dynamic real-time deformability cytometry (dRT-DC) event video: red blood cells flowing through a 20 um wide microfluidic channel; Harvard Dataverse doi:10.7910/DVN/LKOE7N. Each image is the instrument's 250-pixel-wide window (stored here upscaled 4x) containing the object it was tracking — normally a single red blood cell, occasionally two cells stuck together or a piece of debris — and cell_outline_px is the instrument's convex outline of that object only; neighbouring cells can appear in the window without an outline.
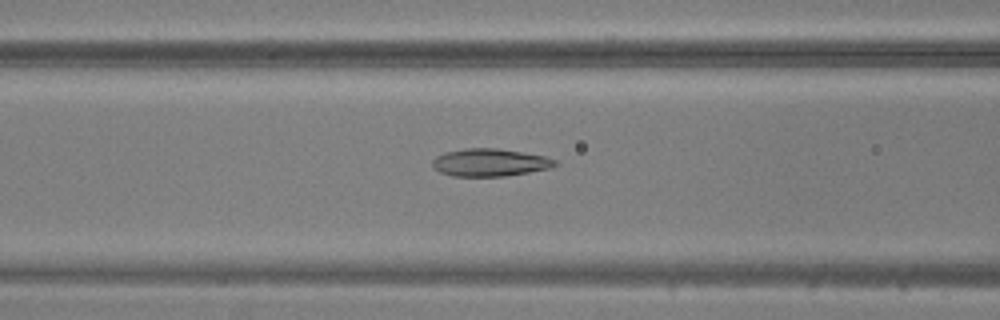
{"species": "common noctule bat (a hibernating species)", "species_latin": "Nyctalus noctula", "temperature_condition": "warm", "stored_images_in_passage": 49, "camera_frame_rate_fps": 3000, "um_per_image_px": 0.085, "animal": {"sex": "male", "body_mass_g": 20.5, "forearm_length_mm": 52.5}, "frame": {"image": 1, "passage_image": 20, "time_ms": 6.333, "image_size_px": [1000, 320], "cell_outline_px": [[560, 164], [552, 168], [504, 176], [452, 176], [440, 172], [432, 168], [432, 160], [436, 156], [444, 152], [464, 148], [496, 148], [544, 156], [556, 160]], "centroid_in_image_um": [41.62, 13.81], "position_along_channel_um": 125.0, "area_um2": 19.83}}
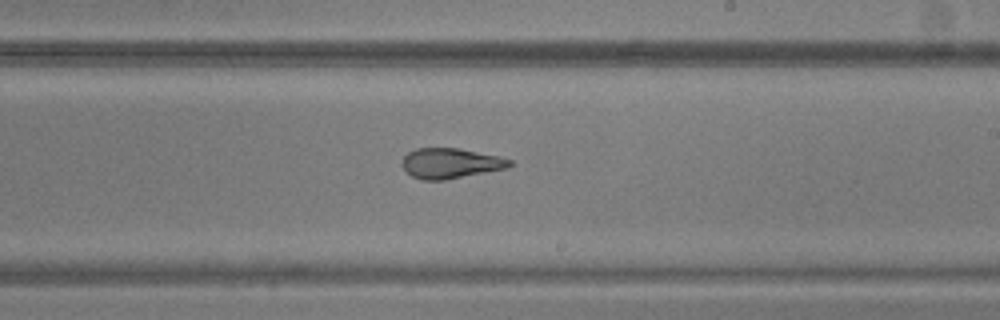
{"frame": {"image": 2, "passage_image": 29, "time_ms": 9.333, "image_size_px": [1000, 320], "cell_outline_px": [[512, 164], [508, 168], [444, 180], [420, 180], [412, 176], [400, 164], [404, 156], [408, 152], [416, 148], [460, 148], [500, 156], [512, 160]], "centroid_in_image_um": [38.3, 13.87], "position_along_channel_um": 250.7, "area_um2": 19.07}}
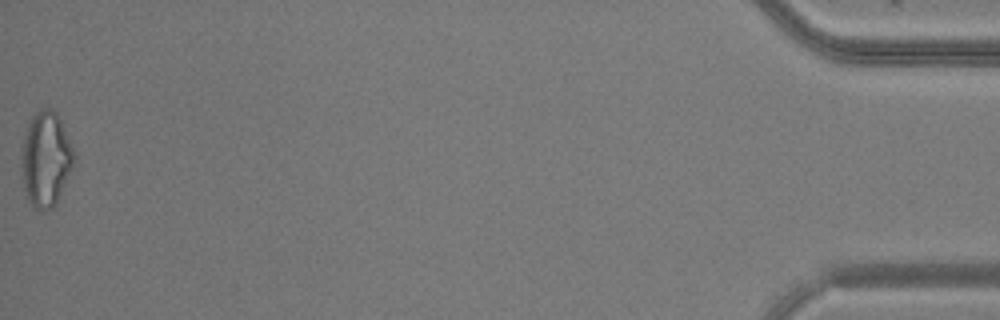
{"frame": {"image": 3, "passage_image": 49, "time_ms": 16.0, "image_size_px": [1000, 320], "cell_outline_px": [[76, 156], [56, 204], [52, 208], [40, 212], [28, 200], [24, 188], [20, 168], [20, 148], [28, 124], [32, 116], [40, 108], [52, 108], [56, 112], [60, 120]], "centroid_in_image_um": [3.85, 13.52], "position_along_channel_um": 431.3, "area_um2": 29.13}}